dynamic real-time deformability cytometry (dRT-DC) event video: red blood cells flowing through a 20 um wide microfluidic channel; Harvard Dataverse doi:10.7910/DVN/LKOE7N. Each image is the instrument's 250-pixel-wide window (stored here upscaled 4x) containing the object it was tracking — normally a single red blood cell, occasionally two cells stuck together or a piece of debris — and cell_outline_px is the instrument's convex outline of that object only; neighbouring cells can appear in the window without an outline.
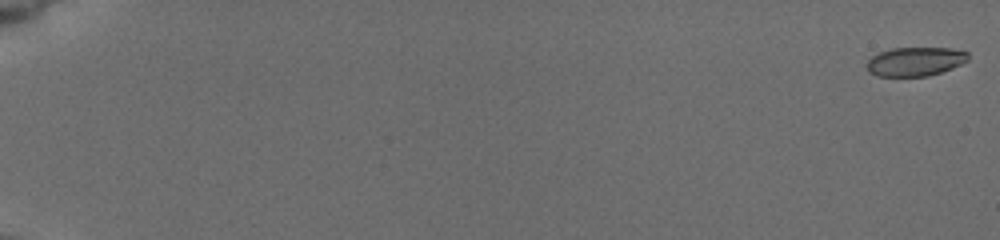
{"species": "common noctule bat (a hibernating species)", "species_latin": "Nyctalus noctula", "temperature_condition": "cold", "stored_images_in_passage": 57, "camera_frame_rate_fps": 3000, "um_per_image_px": 0.085, "animal": {"sex": "female", "body_mass_g": 19.5, "forearm_length_mm": 54.1}, "frame": {"image": 1, "passage_image": 1, "time_ms": 0.0, "image_size_px": [1000, 240], "cell_outline_px": [[968, 60], [952, 68], [928, 76], [876, 76], [868, 72], [868, 60], [872, 56], [880, 52], [892, 48], [948, 48], [968, 52]], "centroid_in_image_um": [77.78, 5.23], "position_along_channel_um": 7.2, "area_um2": 16.94}}
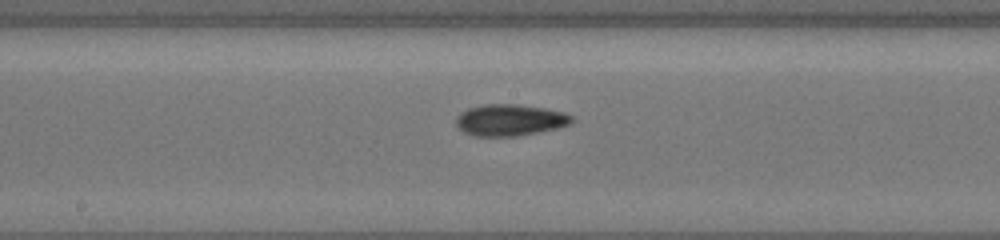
{"frame": {"image": 2, "passage_image": 33, "time_ms": 10.667, "image_size_px": [1000, 240], "cell_outline_px": [[572, 120], [568, 124], [556, 128], [516, 136], [472, 136], [464, 132], [456, 124], [456, 116], [460, 112], [468, 108], [484, 104], [516, 104], [544, 108], [564, 112], [572, 116]], "centroid_in_image_um": [43.29, 10.2], "position_along_channel_um": 204.9, "area_um2": 21.1}}
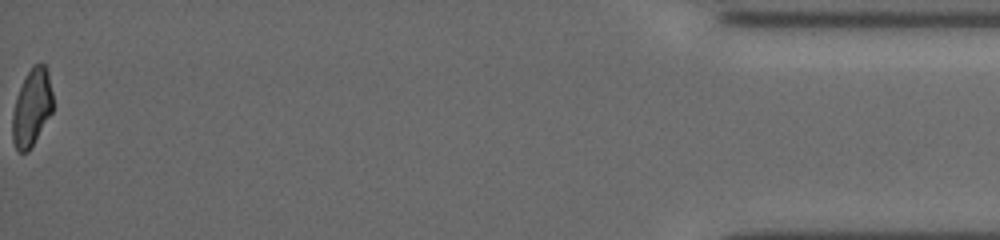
{"frame": {"image": 3, "passage_image": 57, "time_ms": 18.667, "image_size_px": [1000, 240], "cell_outline_px": [[52, 112], [28, 152], [20, 152], [16, 148], [12, 140], [12, 112], [24, 76], [32, 64], [44, 64], [48, 68], [52, 92]], "centroid_in_image_um": [2.7, 9.11], "position_along_channel_um": 432.5, "area_um2": 18.21}, "authors_computed_cell_mechanics": {"area_um2": 19.363, "velocity_mm_per_s": 3.8543, "shape_relaxation_time_tau1_ms": 4.2544, "shape_relaxation_time_tau2_ms": 3.4552, "deformation_change_tau1": 0.1528, "deformation_change_tau2": 0.0962}}